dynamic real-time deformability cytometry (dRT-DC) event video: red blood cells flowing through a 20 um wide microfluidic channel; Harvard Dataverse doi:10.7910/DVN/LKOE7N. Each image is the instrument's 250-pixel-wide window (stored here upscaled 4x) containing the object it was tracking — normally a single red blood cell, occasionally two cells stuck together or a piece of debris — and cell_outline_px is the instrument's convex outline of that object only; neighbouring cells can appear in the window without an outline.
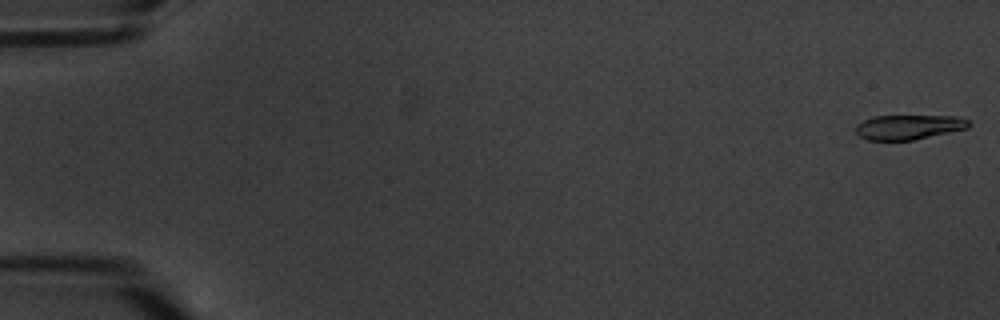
{"species": "common noctule bat (a hibernating species)", "species_latin": "Nyctalus noctula", "temperature_condition": "warm", "stored_images_in_passage": 5, "camera_frame_rate_fps": 3000, "um_per_image_px": 0.085, "animal": {"sex": "male", "body_mass_g": 20.1, "forearm_length_mm": 53.5}, "frame": {"image": 1, "passage_image": 1, "time_ms": 0.0, "image_size_px": [1000, 320], "cell_outline_px": [[972, 124], [968, 128], [912, 140], [868, 140], [860, 136], [856, 132], [856, 124], [864, 120], [876, 116], [956, 116], [968, 120]], "centroid_in_image_um": [77.25, 10.8], "position_along_channel_um": 7.8, "area_um2": 16.13}}
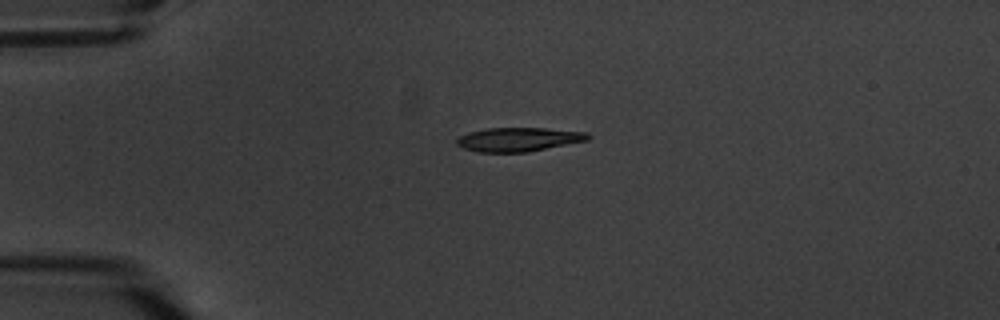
{"frame": {"image": 2, "passage_image": 4, "time_ms": 4.667, "image_size_px": [1000, 320], "cell_outline_px": [[592, 136], [588, 140], [528, 152], [476, 152], [464, 148], [456, 144], [456, 140], [460, 136], [468, 132], [484, 128], [544, 128], [588, 132]], "centroid_in_image_um": [44.08, 11.85], "position_along_channel_um": 40.9, "area_um2": 18.38}}